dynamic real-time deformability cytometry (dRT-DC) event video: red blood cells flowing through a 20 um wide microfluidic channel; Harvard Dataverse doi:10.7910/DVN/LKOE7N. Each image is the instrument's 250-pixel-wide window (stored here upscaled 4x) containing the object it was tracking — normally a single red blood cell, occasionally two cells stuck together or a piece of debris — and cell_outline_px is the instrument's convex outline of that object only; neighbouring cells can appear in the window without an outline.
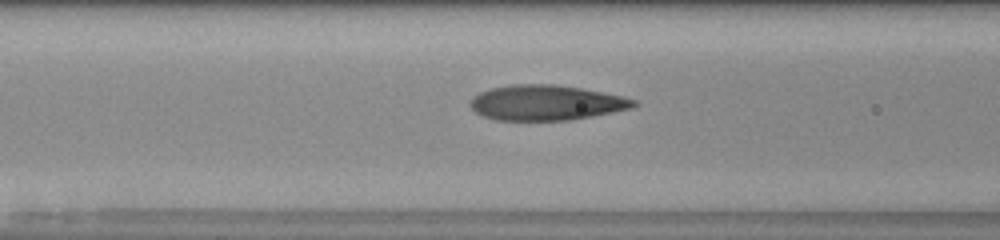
{"species": "human", "species_latin": "Homo sapiens", "temperature_condition": "room temperature", "stored_images_in_passage": 9, "camera_frame_rate_fps": 3000, "um_per_image_px": 0.085, "donor": {"sex": "male"}, "frame": {"image": 1, "passage_image": 7, "time_ms": 2.0, "image_size_px": [1000, 240], "cell_outline_px": [[640, 104], [632, 108], [592, 116], [568, 120], [496, 120], [484, 116], [476, 112], [468, 104], [472, 96], [480, 92], [492, 88], [512, 84], [556, 84], [584, 88], [624, 96], [636, 100]], "centroid_in_image_um": [46.44, 8.72], "position_along_channel_um": 120.2, "area_um2": 33.76}}